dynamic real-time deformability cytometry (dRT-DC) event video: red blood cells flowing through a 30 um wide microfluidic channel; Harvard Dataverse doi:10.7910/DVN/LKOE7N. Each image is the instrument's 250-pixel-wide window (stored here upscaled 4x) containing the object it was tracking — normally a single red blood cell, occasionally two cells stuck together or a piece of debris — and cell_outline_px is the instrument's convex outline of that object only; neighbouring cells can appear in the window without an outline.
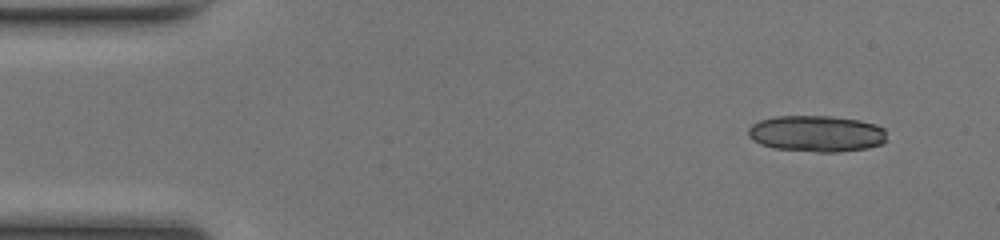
{"species": "common noctule bat (a hibernating species)", "species_latin": "Nyctalus noctula", "temperature_condition": "room temperature", "stored_images_in_passage": 46, "camera_frame_rate_fps": 3000, "um_per_image_px": 0.085, "animal": {"sex": "female", "body_mass_g": 17.0, "forearm_length_mm": 48.0}, "frame": {"image": 1, "passage_image": 1, "time_ms": 0.0, "image_size_px": [1000, 240], "cell_outline_px": [[888, 140], [884, 144], [868, 148], [836, 152], [816, 152], [776, 148], [760, 144], [752, 140], [748, 136], [748, 128], [752, 124], [760, 120], [776, 116], [832, 116], [860, 120], [876, 124], [884, 128]], "centroid_in_image_um": [69.44, 11.36], "position_along_channel_um": 15.6, "area_um2": 29.65}}
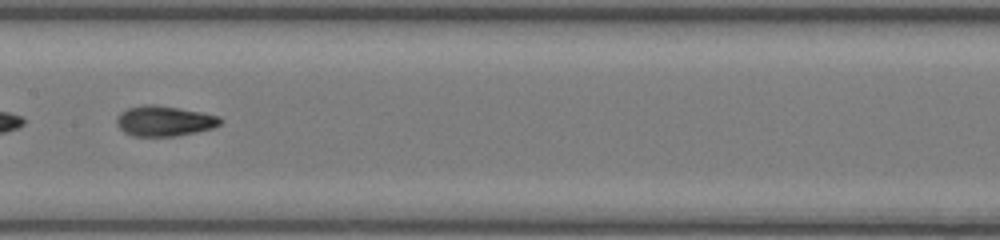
{"frame": {"image": 2, "passage_image": 22, "time_ms": 7.0, "image_size_px": [1000, 240], "cell_outline_px": [[224, 120], [220, 124], [212, 128], [196, 132], [176, 136], [132, 136], [124, 132], [116, 124], [116, 120], [120, 112], [128, 108], [144, 104], [152, 104], [200, 112], [220, 116]], "centroid_in_image_um": [13.96, 10.29], "position_along_channel_um": 193.4, "area_um2": 18.26}}
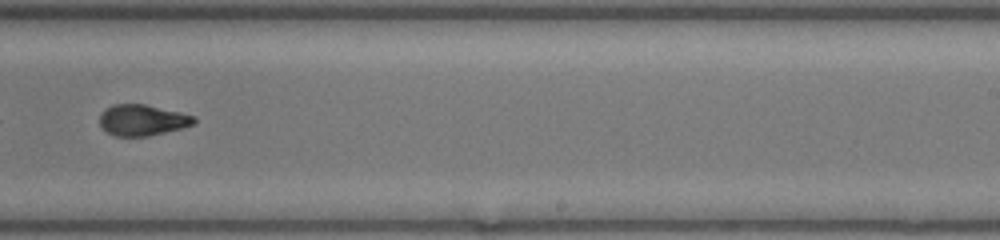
{"frame": {"image": 3, "passage_image": 28, "time_ms": 9.0, "image_size_px": [1000, 240], "cell_outline_px": [[196, 124], [148, 136], [116, 136], [108, 132], [100, 124], [100, 112], [104, 108], [112, 104], [144, 104], [180, 112], [196, 116]], "centroid_in_image_um": [12.1, 10.19], "position_along_channel_um": 276.9, "area_um2": 17.05}, "authors_computed_cell_mechanics": {"area_um2": 17.7157, "velocity_mm_per_s": 4.1914, "shape_relaxation_time_tau1_ms": 4.4663, "shape_relaxation_time_tau2_ms": 1.7921, "deformation_change_tau1": 0.1948, "deformation_change_tau2": 0.0793}}